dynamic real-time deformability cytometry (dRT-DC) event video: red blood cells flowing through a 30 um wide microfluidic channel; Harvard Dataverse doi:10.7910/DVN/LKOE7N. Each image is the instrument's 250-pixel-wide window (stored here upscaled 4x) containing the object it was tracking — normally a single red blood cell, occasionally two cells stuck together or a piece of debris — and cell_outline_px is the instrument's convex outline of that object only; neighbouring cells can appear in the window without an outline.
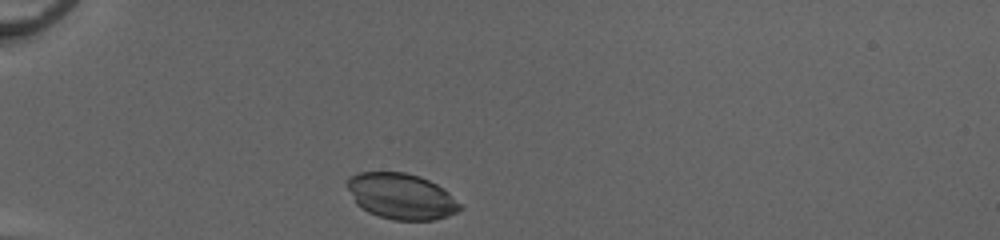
{"species": "common noctule bat (a hibernating species)", "species_latin": "Nyctalus noctula", "temperature_condition": "cold", "stored_images_in_passage": 30, "camera_frame_rate_fps": 3000, "um_per_image_px": 0.085, "animal": {"sex": "female", "body_mass_g": 20.0, "forearm_length_mm": 54.0}, "frame": {"image": 1, "passage_image": 1, "time_ms": 0.0, "image_size_px": [1000, 240], "cell_outline_px": [[464, 208], [448, 216], [436, 220], [392, 220], [368, 212], [356, 204], [344, 184], [348, 176], [360, 172], [404, 172], [420, 176], [444, 188]], "centroid_in_image_um": [34.08, 16.68], "position_along_channel_um": 50.9, "area_um2": 30.4}}
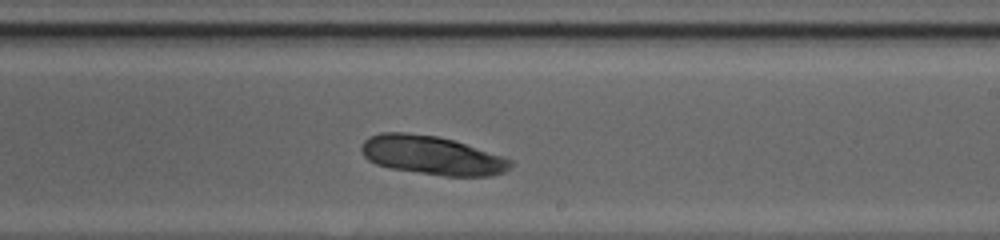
{"frame": {"image": 2, "passage_image": 18, "time_ms": 5.667, "image_size_px": [1000, 240], "cell_outline_px": [[512, 164], [504, 172], [488, 176], [444, 176], [392, 168], [376, 164], [368, 160], [364, 156], [360, 148], [364, 140], [368, 136], [380, 132], [404, 132], [436, 136], [452, 140], [504, 156], [512, 160]], "centroid_in_image_um": [36.69, 13.19], "position_along_channel_um": 252.3, "area_um2": 33.58}}
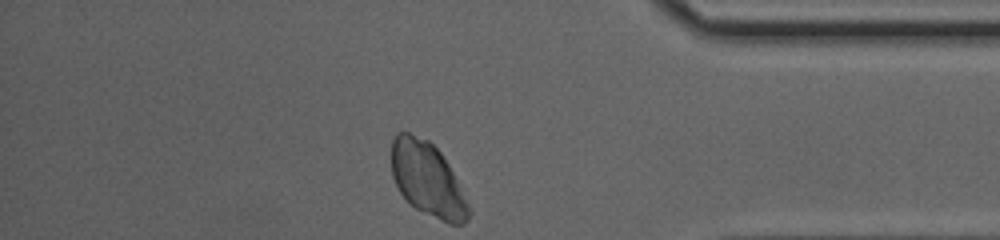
{"frame": {"image": 3, "passage_image": 30, "time_ms": 9.667, "image_size_px": [1000, 240], "cell_outline_px": [[468, 220], [464, 224], [448, 224], [416, 208], [400, 192], [392, 176], [392, 140], [396, 132], [408, 132], [428, 140], [440, 152], [448, 164], [468, 204]], "centroid_in_image_um": [36.31, 15.22], "position_along_channel_um": 398.9, "area_um2": 32.6}}